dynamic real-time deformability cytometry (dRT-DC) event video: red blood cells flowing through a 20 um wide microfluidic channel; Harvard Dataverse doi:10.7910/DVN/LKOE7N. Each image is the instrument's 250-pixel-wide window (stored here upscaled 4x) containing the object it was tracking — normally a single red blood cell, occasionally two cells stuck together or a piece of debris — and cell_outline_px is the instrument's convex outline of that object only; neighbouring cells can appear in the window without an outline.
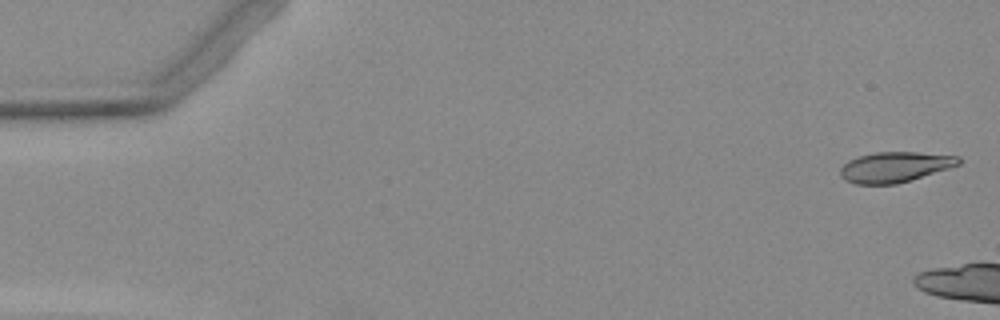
{"species": "Egyptian fruit bat (a non-hibernating species)", "species_latin": "Rousettus aegyptiacus", "temperature_condition": "warm", "stored_images_in_passage": 2, "camera_frame_rate_fps": 3000, "um_per_image_px": 0.085, "animal": {"sex": "female"}, "frame": {"image": 1, "passage_image": 1, "time_ms": 0.0, "image_size_px": [1000, 320], "cell_outline_px": [[960, 164], [948, 168], [896, 184], [856, 184], [844, 180], [840, 176], [840, 168], [848, 160], [860, 156], [876, 152], [916, 152], [960, 156]], "centroid_in_image_um": [76.03, 14.19], "position_along_channel_um": 9.0, "area_um2": 20.75}}